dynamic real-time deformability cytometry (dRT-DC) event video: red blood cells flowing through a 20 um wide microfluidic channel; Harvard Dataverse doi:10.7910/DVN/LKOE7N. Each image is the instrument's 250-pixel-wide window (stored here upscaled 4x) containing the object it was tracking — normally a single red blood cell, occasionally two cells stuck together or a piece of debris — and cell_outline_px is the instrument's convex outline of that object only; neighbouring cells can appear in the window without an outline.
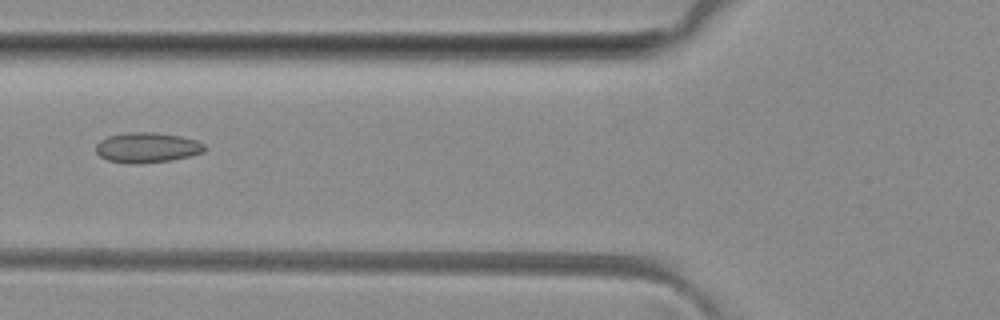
{"species": "common noctule bat (a hibernating species)", "species_latin": "Nyctalus noctula", "temperature_condition": "room temperature", "stored_images_in_passage": 4, "camera_frame_rate_fps": 3000, "um_per_image_px": 0.085, "animal": {"sex": "female", "body_mass_g": 29.2, "forearm_length_mm": 56.3}, "frame": {"image": 1, "passage_image": 2, "time_ms": 1.333, "image_size_px": [1000, 320], "cell_outline_px": [[204, 152], [172, 160], [136, 164], [108, 160], [100, 156], [96, 152], [96, 144], [100, 140], [108, 136], [128, 132], [156, 132], [180, 136], [196, 140], [204, 144]], "centroid_in_image_um": [12.49, 12.53], "position_along_channel_um": 113.3, "area_um2": 19.02}}
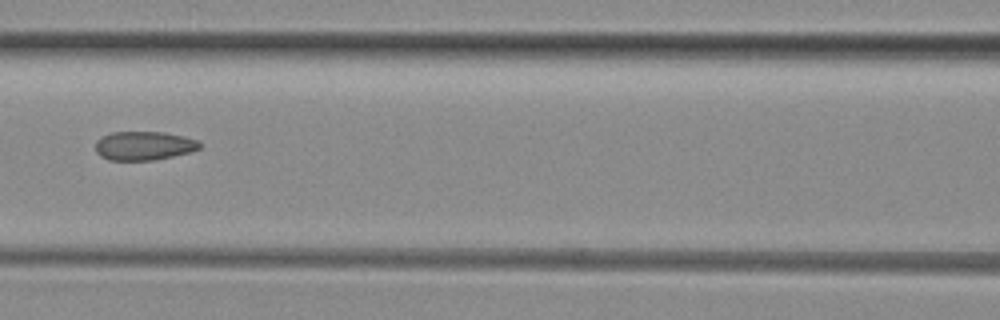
{"frame": {"image": 2, "passage_image": 3, "time_ms": 2.333, "image_size_px": [1000, 320], "cell_outline_px": [[200, 148], [188, 152], [172, 156], [152, 160], [108, 160], [100, 156], [96, 152], [96, 140], [112, 132], [164, 132], [184, 136], [196, 140], [200, 144]], "centroid_in_image_um": [12.2, 12.38], "position_along_channel_um": 154.4, "area_um2": 17.34}}
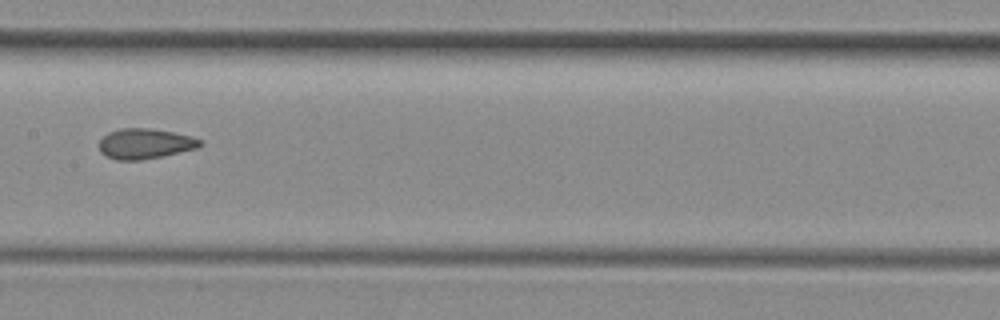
{"frame": {"image": 3, "passage_image": 4, "time_ms": 3.333, "image_size_px": [1000, 320], "cell_outline_px": [[204, 144], [196, 148], [160, 156], [140, 160], [116, 160], [100, 152], [100, 140], [108, 132], [120, 128], [148, 128], [172, 132], [192, 136], [200, 140]], "centroid_in_image_um": [12.31, 12.2], "position_along_channel_um": 195.1, "area_um2": 17.57}}